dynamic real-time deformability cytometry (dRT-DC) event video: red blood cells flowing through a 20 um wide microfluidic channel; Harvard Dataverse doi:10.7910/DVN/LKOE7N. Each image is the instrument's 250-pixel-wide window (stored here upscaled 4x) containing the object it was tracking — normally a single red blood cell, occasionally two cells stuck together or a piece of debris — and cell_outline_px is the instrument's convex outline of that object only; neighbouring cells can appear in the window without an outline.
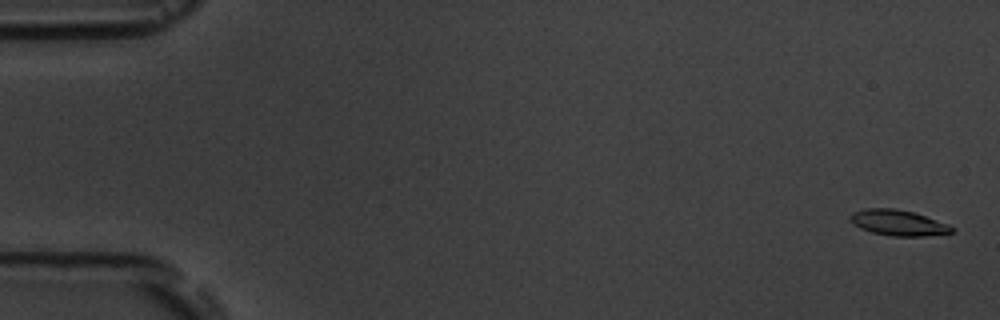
{"species": "common noctule bat (a hibernating species)", "species_latin": "Nyctalus noctula", "temperature_condition": "room temperature", "stored_images_in_passage": 8, "camera_frame_rate_fps": 3000, "um_per_image_px": 0.085, "animal": {"sex": "male", "body_mass_g": 19.5, "forearm_length_mm": 54.6}, "frame": {"image": 1, "passage_image": 1, "time_ms": 0.0, "image_size_px": [1000, 320], "cell_outline_px": [[952, 232], [924, 236], [892, 236], [872, 232], [860, 228], [852, 220], [852, 212], [864, 208], [892, 208], [912, 212], [948, 224], [952, 228]], "centroid_in_image_um": [76.33, 18.93], "position_along_channel_um": 8.7, "area_um2": 14.74}}
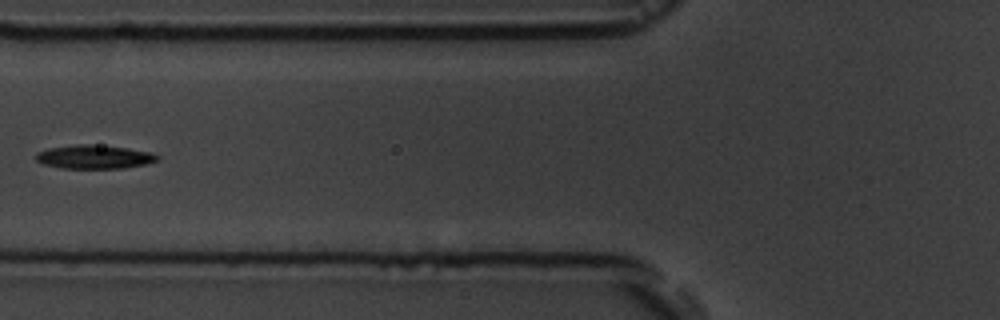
{"frame": {"image": 2, "passage_image": 7, "time_ms": 7.0, "image_size_px": [1000, 320], "cell_outline_px": [[160, 160], [144, 164], [124, 168], [64, 168], [44, 164], [36, 160], [36, 152], [48, 148], [80, 144], [92, 144], [128, 148], [148, 152], [160, 156]], "centroid_in_image_um": [8.01, 13.33], "position_along_channel_um": 117.8, "area_um2": 16.65}}
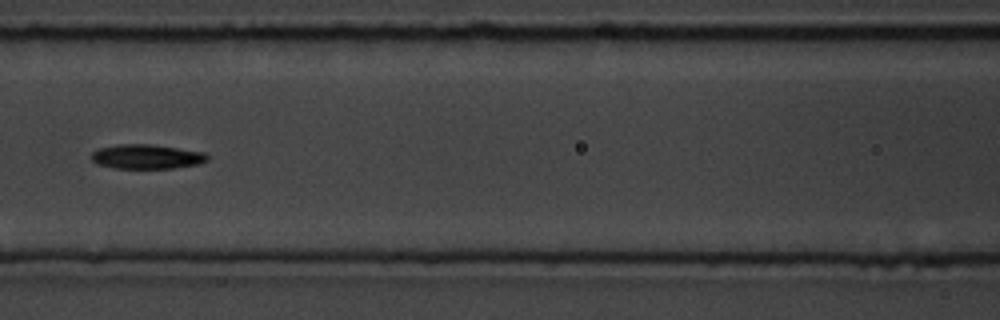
{"frame": {"image": 3, "passage_image": 8, "time_ms": 8.0, "image_size_px": [1000, 320], "cell_outline_px": [[208, 160], [200, 164], [172, 168], [112, 168], [100, 164], [92, 160], [92, 152], [100, 148], [116, 144], [152, 144], [204, 152], [208, 156]], "centroid_in_image_um": [12.49, 13.31], "position_along_channel_um": 154.1, "area_um2": 16.47}}